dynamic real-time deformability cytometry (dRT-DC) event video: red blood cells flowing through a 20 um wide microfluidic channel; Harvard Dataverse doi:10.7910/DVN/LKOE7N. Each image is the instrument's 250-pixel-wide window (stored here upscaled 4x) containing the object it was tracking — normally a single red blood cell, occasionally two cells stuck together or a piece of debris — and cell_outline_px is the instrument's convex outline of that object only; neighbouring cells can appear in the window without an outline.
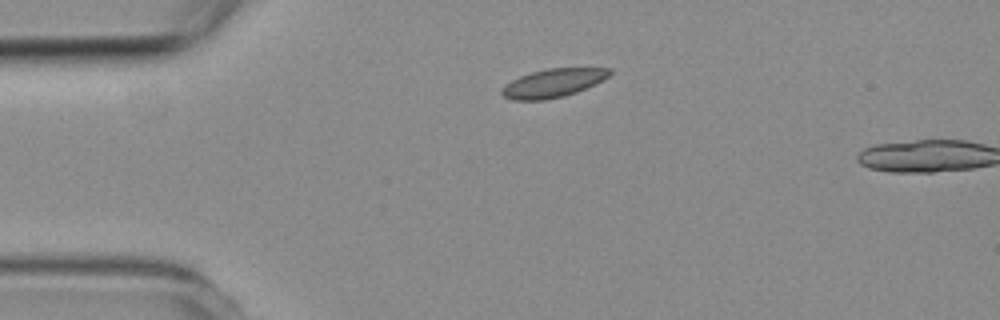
{"species": "common noctule bat (a hibernating species)", "species_latin": "Nyctalus noctula", "temperature_condition": "room temperature", "stored_images_in_passage": 2, "camera_frame_rate_fps": 3000, "um_per_image_px": 0.085, "animal": {"sex": "female", "body_mass_g": 19.3, "forearm_length_mm": 54.1}, "frame": {"image": 1, "passage_image": 1, "time_ms": 0.0, "image_size_px": [1000, 320], "cell_outline_px": [[612, 72], [608, 76], [576, 92], [564, 96], [544, 100], [512, 100], [504, 96], [500, 92], [500, 88], [504, 84], [520, 76], [532, 72], [548, 68], [612, 68]], "centroid_in_image_um": [46.94, 7.06], "position_along_channel_um": 38.1, "area_um2": 17.69}}